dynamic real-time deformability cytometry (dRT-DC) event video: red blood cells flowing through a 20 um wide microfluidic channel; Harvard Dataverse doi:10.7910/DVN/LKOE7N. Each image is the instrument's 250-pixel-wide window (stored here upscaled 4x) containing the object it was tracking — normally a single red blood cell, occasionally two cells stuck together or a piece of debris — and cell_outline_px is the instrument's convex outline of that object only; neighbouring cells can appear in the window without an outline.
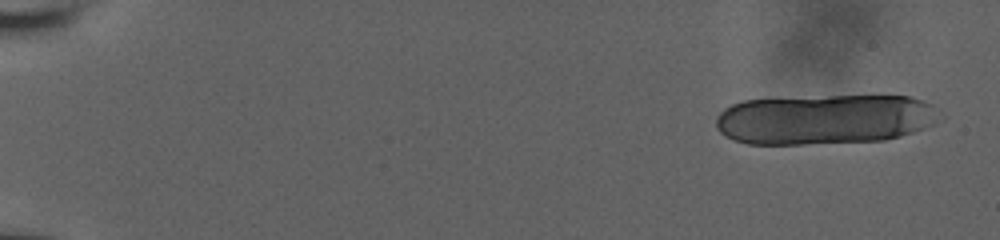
{"species": "human", "species_latin": "Homo sapiens", "temperature_condition": "room temperature", "stored_images_in_passage": 21, "camera_frame_rate_fps": 3000, "um_per_image_px": 0.085, "donor": {"sex": "male"}, "frame": {"image": 1, "passage_image": 3, "time_ms": 0.667, "image_size_px": [1000, 240], "cell_outline_px": [[944, 116], [932, 124], [924, 128], [900, 136], [884, 140], [804, 144], [748, 144], [724, 136], [716, 128], [716, 116], [724, 108], [732, 104], [744, 100], [828, 96], [912, 96], [924, 100], [932, 104]], "centroid_in_image_um": [70.12, 10.14], "position_along_channel_um": 14.9, "area_um2": 65.66}}